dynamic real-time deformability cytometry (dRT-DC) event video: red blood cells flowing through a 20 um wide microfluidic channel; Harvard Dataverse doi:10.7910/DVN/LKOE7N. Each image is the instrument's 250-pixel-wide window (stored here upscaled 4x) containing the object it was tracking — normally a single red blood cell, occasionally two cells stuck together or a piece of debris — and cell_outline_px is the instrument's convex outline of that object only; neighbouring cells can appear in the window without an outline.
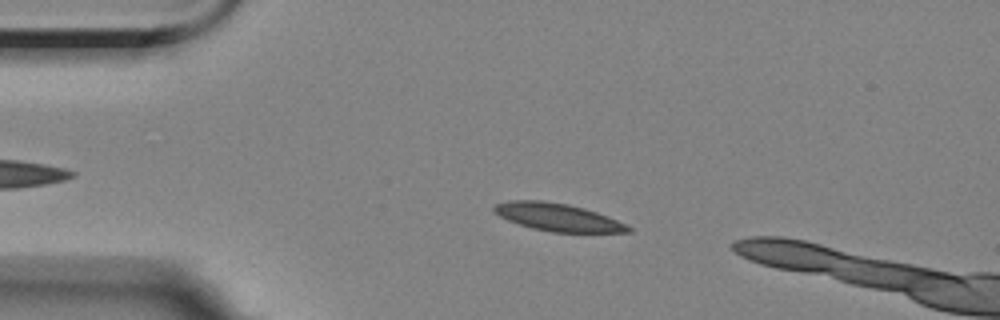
{"species": "Egyptian fruit bat (a non-hibernating species)", "species_latin": "Rousettus aegyptiacus", "temperature_condition": "room temperature", "stored_images_in_passage": 7, "camera_frame_rate_fps": 3000, "um_per_image_px": 0.085, "animal": {"sex": "female"}, "frame": {"image": 1, "passage_image": 4, "time_ms": 3.333, "image_size_px": [1000, 320], "cell_outline_px": [[632, 232], [552, 232], [532, 228], [508, 220], [492, 212], [492, 208], [496, 204], [508, 200], [544, 200], [568, 204], [584, 208], [596, 212], [616, 220], [632, 228]], "centroid_in_image_um": [47.36, 18.45], "position_along_channel_um": 37.6, "area_um2": 21.5}}